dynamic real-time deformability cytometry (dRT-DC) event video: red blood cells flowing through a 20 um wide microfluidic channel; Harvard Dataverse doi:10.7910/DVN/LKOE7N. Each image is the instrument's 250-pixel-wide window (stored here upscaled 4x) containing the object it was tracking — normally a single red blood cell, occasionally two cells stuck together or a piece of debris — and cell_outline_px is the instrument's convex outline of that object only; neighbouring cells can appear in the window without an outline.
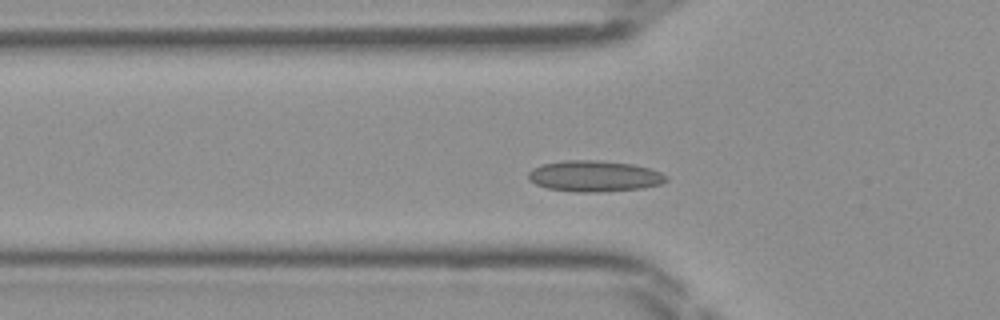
{"species": "Egyptian fruit bat (a non-hibernating species)", "species_latin": "Rousettus aegyptiacus", "temperature_condition": "room temperature", "stored_images_in_passage": 44, "segment_of_instrument_passage": [1, 2], "camera_frame_rate_fps": 3000, "um_per_image_px": 0.085, "frame": {"image": 1, "passage_image": 11, "time_ms": 3.333, "image_size_px": [1000, 320], "cell_outline_px": [[668, 180], [660, 184], [644, 188], [596, 192], [580, 192], [548, 188], [536, 184], [528, 180], [528, 172], [532, 168], [544, 164], [564, 160], [600, 160], [632, 164], [648, 168], [660, 172], [668, 176]], "centroid_in_image_um": [50.53, 14.96], "position_along_channel_um": 75.3, "area_um2": 24.91}}
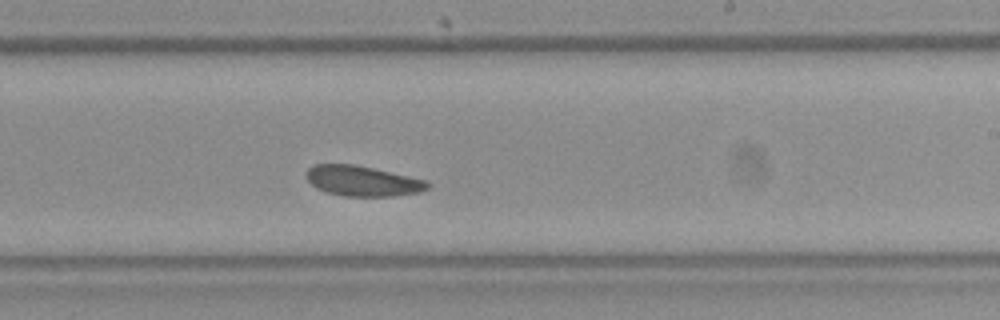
{"frame": {"image": 2, "passage_image": 24, "time_ms": 7.667, "image_size_px": [1000, 320], "cell_outline_px": [[432, 184], [428, 188], [420, 192], [392, 196], [344, 196], [328, 192], [316, 188], [308, 180], [304, 172], [312, 164], [352, 164], [372, 168], [428, 180]], "centroid_in_image_um": [30.82, 15.38], "position_along_channel_um": 258.2, "area_um2": 21.44}}
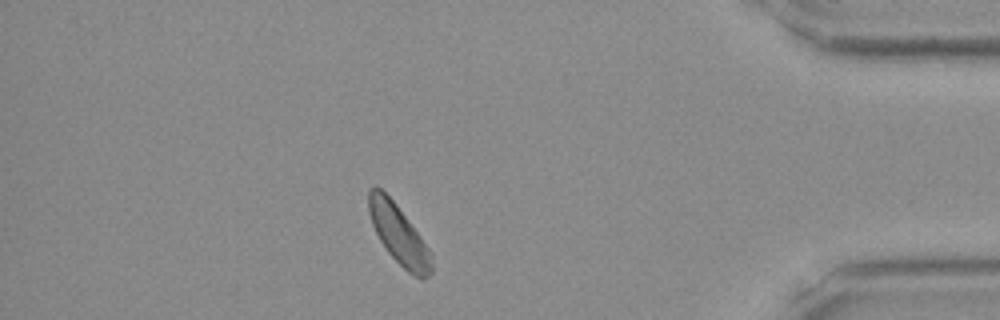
{"frame": {"image": 3, "passage_image": 37, "time_ms": 12.0, "image_size_px": [1000, 320], "cell_outline_px": [[432, 272], [424, 280], [420, 280], [412, 276], [388, 252], [380, 240], [372, 224], [368, 212], [368, 188], [376, 184], [396, 204], [420, 236], [428, 248], [432, 256]], "centroid_in_image_um": [33.88, 19.94], "position_along_channel_um": 401.3, "area_um2": 21.62}}